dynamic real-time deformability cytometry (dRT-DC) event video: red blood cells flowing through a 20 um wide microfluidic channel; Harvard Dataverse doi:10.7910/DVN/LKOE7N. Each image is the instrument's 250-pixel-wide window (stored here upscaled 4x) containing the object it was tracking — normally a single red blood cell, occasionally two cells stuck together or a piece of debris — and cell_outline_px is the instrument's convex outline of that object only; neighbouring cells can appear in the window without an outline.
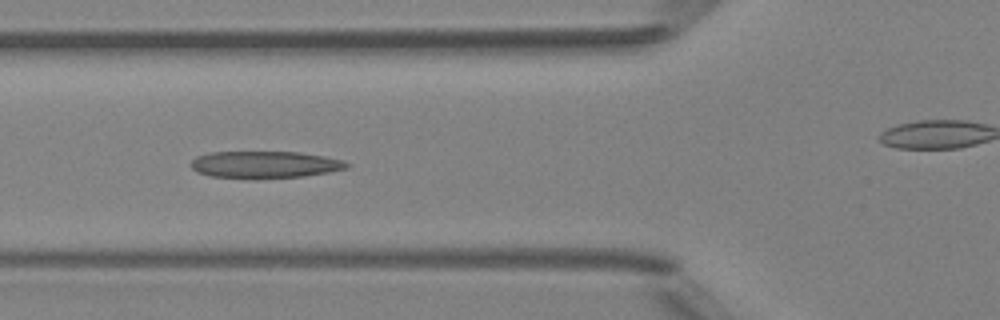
{"species": "Egyptian fruit bat (a non-hibernating species)", "species_latin": "Rousettus aegyptiacus", "temperature_condition": "room temperature", "stored_images_in_passage": 8, "camera_frame_rate_fps": 3000, "um_per_image_px": 0.085, "animal": {"sex": "female"}, "frame": {"image": 1, "passage_image": 5, "time_ms": 4.333, "image_size_px": [1000, 320], "cell_outline_px": [[352, 164], [348, 168], [328, 172], [304, 176], [252, 180], [212, 176], [196, 172], [192, 168], [192, 160], [196, 156], [208, 152], [300, 152], [324, 156], [344, 160]], "centroid_in_image_um": [22.52, 14.0], "position_along_channel_um": 103.3, "area_um2": 25.03}}
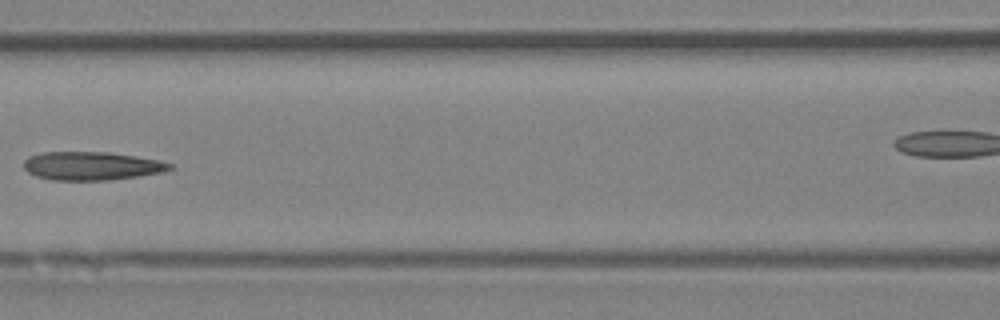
{"frame": {"image": 2, "passage_image": 6, "time_ms": 5.667, "image_size_px": [1000, 320], "cell_outline_px": [[176, 168], [160, 172], [136, 176], [108, 180], [52, 180], [36, 176], [28, 172], [24, 168], [24, 160], [28, 156], [44, 152], [108, 152], [136, 156], [156, 160], [172, 164]], "centroid_in_image_um": [7.76, 14.1], "position_along_channel_um": 158.8, "area_um2": 24.04}}
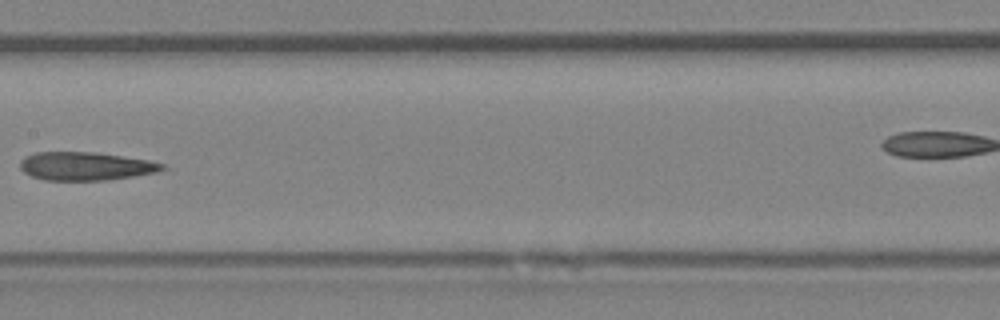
{"frame": {"image": 3, "passage_image": 7, "time_ms": 6.667, "image_size_px": [1000, 320], "cell_outline_px": [[168, 168], [156, 172], [108, 180], [44, 180], [32, 176], [24, 172], [20, 168], [20, 160], [24, 156], [36, 152], [96, 152], [148, 160], [164, 164]], "centroid_in_image_um": [7.26, 14.12], "position_along_channel_um": 200.1, "area_um2": 23.47}}